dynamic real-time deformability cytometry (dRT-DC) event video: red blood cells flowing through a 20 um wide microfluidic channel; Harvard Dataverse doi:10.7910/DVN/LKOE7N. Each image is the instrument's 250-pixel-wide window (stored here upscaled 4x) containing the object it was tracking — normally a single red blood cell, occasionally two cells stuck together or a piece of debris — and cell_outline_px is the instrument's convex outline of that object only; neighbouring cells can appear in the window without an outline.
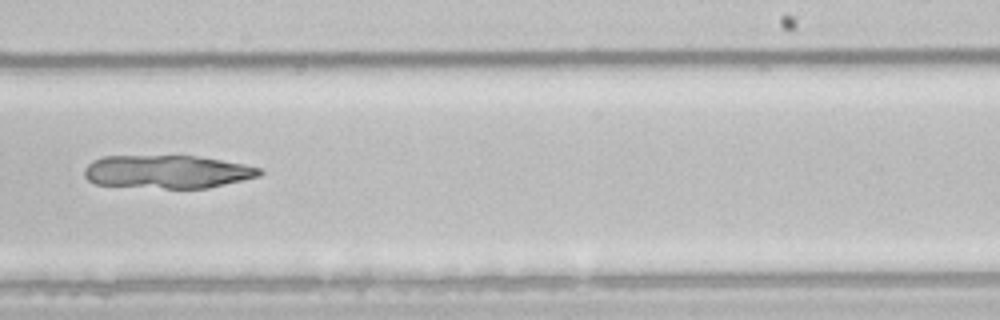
{"species": "common noctule bat (a hibernating species)", "species_latin": "Nyctalus noctula", "temperature_condition": "room temperature", "stored_images_in_passage": 36, "camera_frame_rate_fps": 3000, "um_per_image_px": 0.085, "animal": {"sex": "male", "body_mass_g": 21.5, "forearm_length_mm": 52.0}, "frame": {"image": 1, "passage_image": 17, "time_ms": 5.333, "image_size_px": [1000, 320], "cell_outline_px": [[264, 172], [260, 176], [244, 180], [208, 188], [164, 188], [96, 184], [88, 180], [84, 176], [84, 168], [92, 160], [104, 156], [200, 156], [244, 164], [260, 168]], "centroid_in_image_um": [14.24, 14.59], "position_along_channel_um": 274.8, "area_um2": 33.93}}
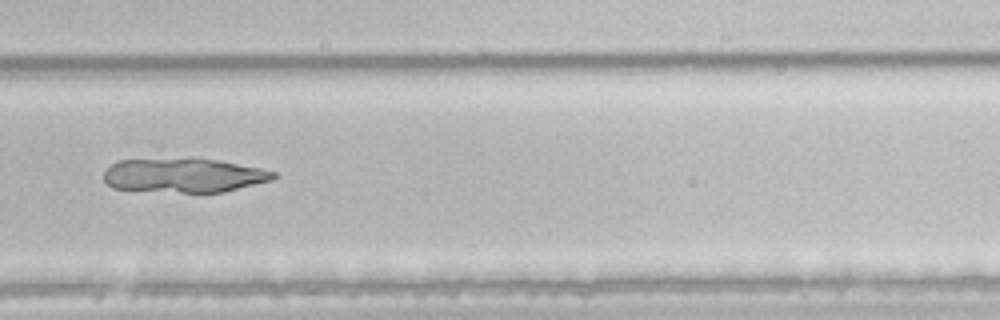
{"frame": {"image": 2, "passage_image": 20, "time_ms": 6.333, "image_size_px": [1000, 320], "cell_outline_px": [[276, 176], [272, 180], [224, 192], [180, 192], [112, 188], [104, 180], [104, 172], [112, 164], [120, 160], [192, 156], [196, 156], [220, 160], [260, 168], [276, 172]], "centroid_in_image_um": [15.64, 14.86], "position_along_channel_um": 314.2, "area_um2": 34.45}}